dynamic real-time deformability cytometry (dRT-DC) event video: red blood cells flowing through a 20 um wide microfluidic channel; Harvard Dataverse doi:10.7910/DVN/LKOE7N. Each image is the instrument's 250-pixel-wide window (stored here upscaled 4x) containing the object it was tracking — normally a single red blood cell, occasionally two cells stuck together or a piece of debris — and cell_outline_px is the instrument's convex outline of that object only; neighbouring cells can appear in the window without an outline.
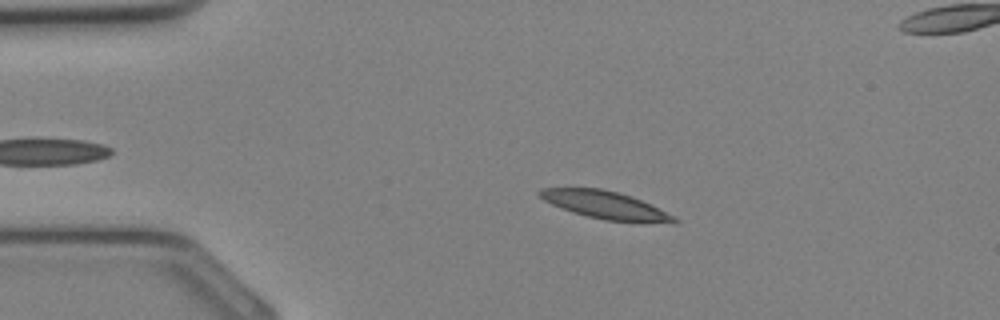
{"species": "Egyptian fruit bat (a non-hibernating species)", "species_latin": "Rousettus aegyptiacus", "temperature_condition": "cold", "stored_images_in_passage": 30, "camera_frame_rate_fps": 3000, "um_per_image_px": 0.085, "animal": {"sex": "female"}, "frame": {"image": 1, "passage_image": 6, "time_ms": 1.667, "image_size_px": [1000, 320], "cell_outline_px": [[680, 220], [640, 224], [604, 220], [572, 212], [552, 204], [544, 200], [536, 192], [540, 188], [600, 188], [632, 196]], "centroid_in_image_um": [51.38, 17.43], "position_along_channel_um": 33.6, "area_um2": 21.39}}
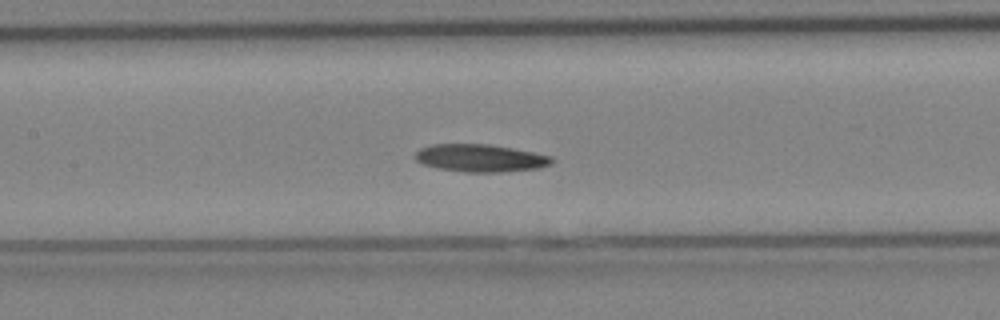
{"frame": {"image": 2, "passage_image": 15, "time_ms": 4.667, "image_size_px": [1000, 320], "cell_outline_px": [[552, 164], [540, 168], [504, 172], [468, 172], [440, 168], [424, 164], [416, 160], [416, 152], [420, 148], [432, 144], [488, 144], [512, 148], [552, 156]], "centroid_in_image_um": [40.86, 13.43], "position_along_channel_um": 166.5, "area_um2": 21.79}}
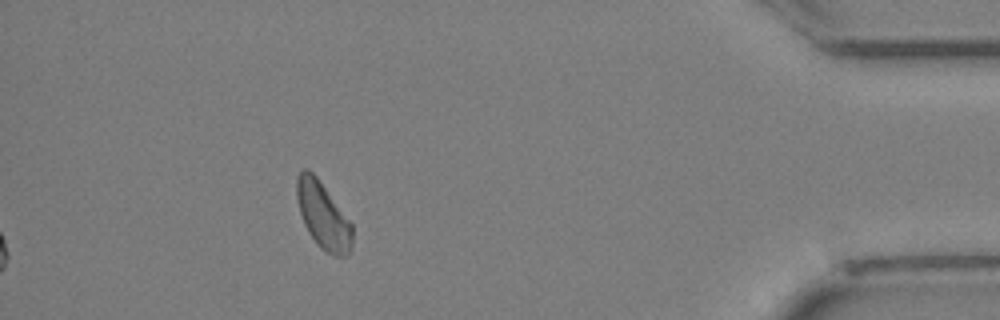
{"frame": {"image": 3, "passage_image": 30, "time_ms": 9.667, "image_size_px": [1000, 320], "cell_outline_px": [[352, 248], [348, 256], [336, 256], [320, 248], [316, 244], [308, 232], [304, 224], [300, 212], [296, 196], [296, 176], [304, 168], [308, 168], [316, 176], [352, 224]], "centroid_in_image_um": [27.45, 18.33], "position_along_channel_um": 407.8, "area_um2": 21.5}}